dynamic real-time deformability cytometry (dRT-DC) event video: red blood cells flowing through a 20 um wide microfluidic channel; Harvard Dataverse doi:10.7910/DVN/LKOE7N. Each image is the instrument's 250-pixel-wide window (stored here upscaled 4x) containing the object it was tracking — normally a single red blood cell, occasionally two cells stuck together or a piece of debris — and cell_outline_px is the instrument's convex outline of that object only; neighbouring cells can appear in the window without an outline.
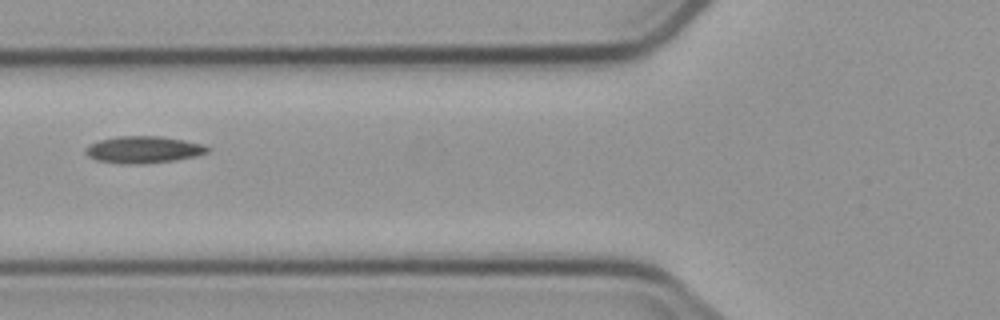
{"species": "common noctule bat (a hibernating species)", "species_latin": "Nyctalus noctula", "temperature_condition": "cold", "stored_images_in_passage": 5, "camera_frame_rate_fps": 3000, "um_per_image_px": 0.085, "animal": {"sex": "male", "body_mass_g": 23.1, "forearm_length_mm": 52.7}, "frame": {"image": 1, "passage_image": 2, "time_ms": 1.0, "image_size_px": [1000, 320], "cell_outline_px": [[212, 148], [208, 152], [196, 156], [172, 160], [128, 164], [96, 160], [88, 156], [84, 152], [84, 148], [88, 144], [100, 140], [116, 136], [160, 136], [184, 140], [200, 144]], "centroid_in_image_um": [12.15, 12.7], "position_along_channel_um": 113.7, "area_um2": 18.9}}
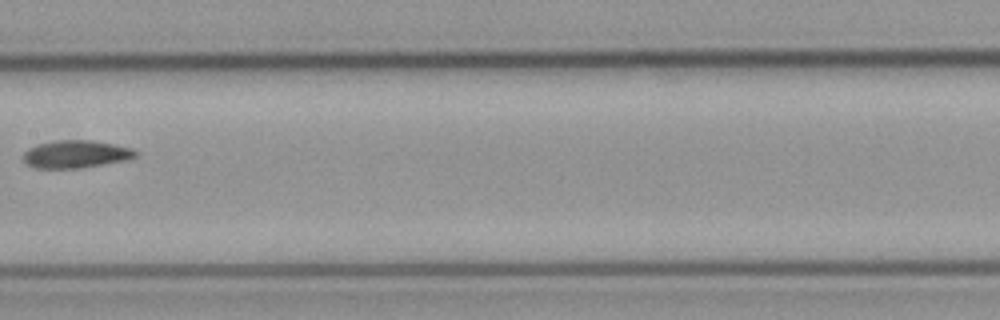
{"frame": {"image": 2, "passage_image": 4, "time_ms": 3.333, "image_size_px": [1000, 320], "cell_outline_px": [[140, 152], [136, 156], [128, 160], [80, 168], [36, 168], [24, 164], [24, 152], [28, 148], [36, 144], [56, 140], [92, 140], [132, 148]], "centroid_in_image_um": [6.45, 13.1], "position_along_channel_um": 201.0, "area_um2": 18.26}}
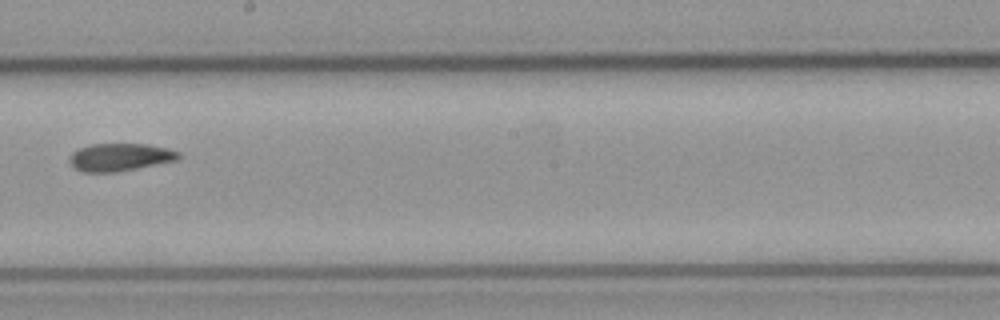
{"frame": {"image": 3, "passage_image": 5, "time_ms": 4.333, "image_size_px": [1000, 320], "cell_outline_px": [[180, 156], [176, 160], [116, 172], [84, 172], [76, 168], [68, 160], [68, 156], [72, 152], [80, 148], [92, 144], [148, 144], [180, 152]], "centroid_in_image_um": [10.16, 13.35], "position_along_channel_um": 238.0, "area_um2": 17.34}}